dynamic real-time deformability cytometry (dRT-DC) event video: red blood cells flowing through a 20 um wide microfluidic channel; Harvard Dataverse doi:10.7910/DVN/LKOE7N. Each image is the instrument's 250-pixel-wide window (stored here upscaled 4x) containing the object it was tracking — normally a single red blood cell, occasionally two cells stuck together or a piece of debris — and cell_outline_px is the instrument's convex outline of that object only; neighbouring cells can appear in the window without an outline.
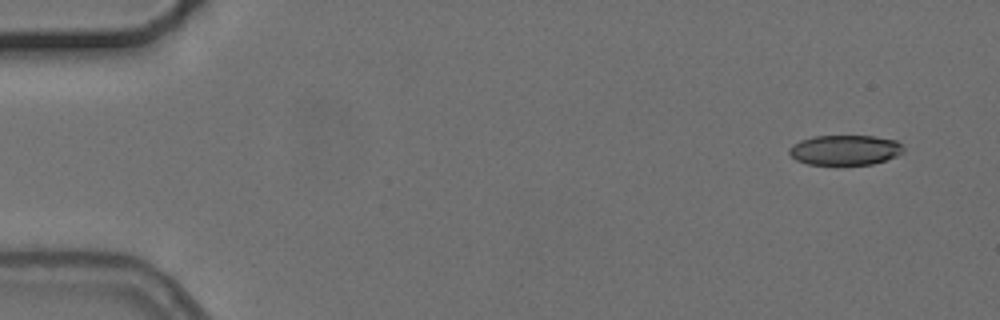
{"species": "common noctule bat (a hibernating species)", "species_latin": "Nyctalus noctula", "temperature_condition": "cold", "stored_images_in_passage": 5, "segment_of_instrument_passage": [1, 2], "camera_frame_rate_fps": 3000, "um_per_image_px": 0.085, "animal": {"sex": "female", "body_mass_g": 24.6, "forearm_length_mm": 56.2}, "frame": {"image": 1, "passage_image": 1, "time_ms": 0.0, "image_size_px": [1000, 320], "cell_outline_px": [[904, 152], [896, 156], [872, 164], [808, 164], [796, 160], [788, 152], [788, 148], [792, 144], [800, 140], [812, 136], [876, 136], [896, 140], [904, 148]], "centroid_in_image_um": [71.81, 12.74], "position_along_channel_um": 13.2, "area_um2": 20.0}}
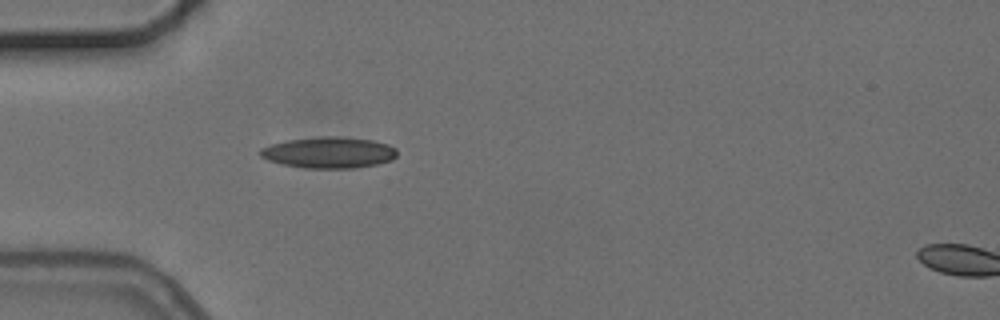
{"frame": {"image": 2, "passage_image": 4, "time_ms": 4.333, "image_size_px": [1000, 320], "cell_outline_px": [[396, 156], [392, 160], [376, 164], [352, 168], [304, 168], [280, 164], [268, 160], [260, 156], [260, 148], [272, 144], [288, 140], [320, 136], [340, 136], [372, 140], [388, 144], [396, 148]], "centroid_in_image_um": [27.95, 12.96], "position_along_channel_um": 57.1, "area_um2": 24.91}}